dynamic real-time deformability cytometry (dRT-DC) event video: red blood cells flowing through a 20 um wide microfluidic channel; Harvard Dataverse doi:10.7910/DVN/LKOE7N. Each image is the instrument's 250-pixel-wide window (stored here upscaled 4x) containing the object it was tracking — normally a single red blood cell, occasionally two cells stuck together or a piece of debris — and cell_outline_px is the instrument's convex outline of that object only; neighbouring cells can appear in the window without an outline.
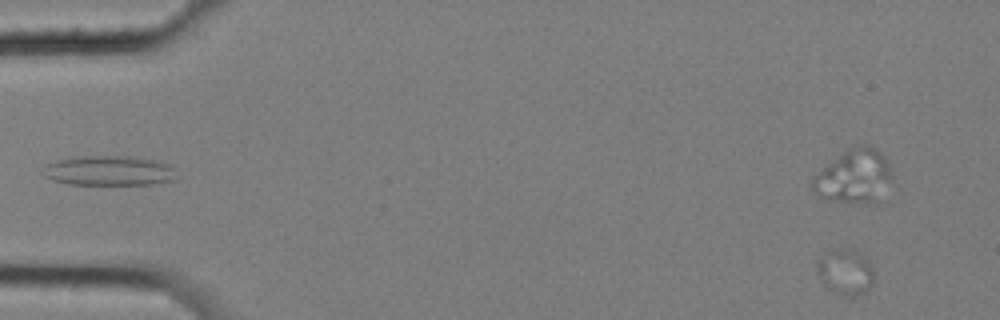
{"species": "common noctule bat (a hibernating species)", "species_latin": "Nyctalus noctula", "temperature_condition": "cold", "stored_images_in_passage": 3, "camera_frame_rate_fps": 3000, "um_per_image_px": 0.085, "animal": {"sex": "female", "body_mass_g": 25.1}, "frame": {"image": 1, "passage_image": 3, "time_ms": 0.667, "image_size_px": [1000, 320], "cell_outline_px": [[872, 284], [864, 292], [856, 296], [848, 296], [832, 292], [820, 280], [816, 272], [816, 260], [824, 252], [832, 248], [856, 248], [868, 260], [872, 268]], "centroid_in_image_um": [71.8, 23.06], "position_along_channel_um": 13.2, "area_um2": 15.61}}